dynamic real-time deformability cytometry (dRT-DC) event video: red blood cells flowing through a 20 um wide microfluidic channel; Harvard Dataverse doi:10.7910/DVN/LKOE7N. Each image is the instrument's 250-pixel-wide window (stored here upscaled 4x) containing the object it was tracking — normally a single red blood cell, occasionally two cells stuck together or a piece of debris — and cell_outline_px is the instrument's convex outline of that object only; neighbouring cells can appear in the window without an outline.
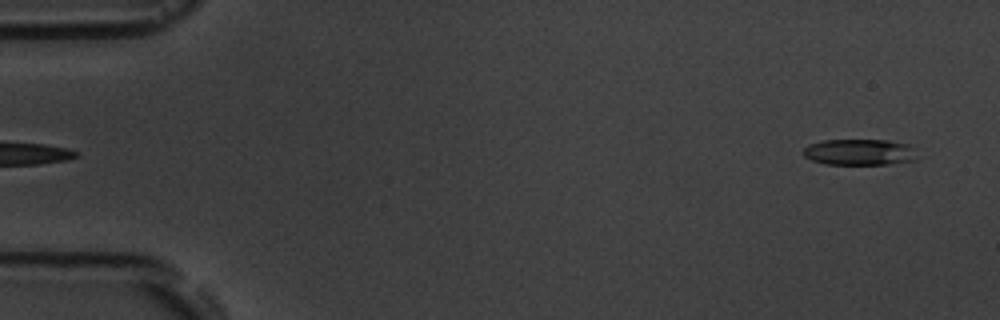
{"species": "common noctule bat (a hibernating species)", "species_latin": "Nyctalus noctula", "temperature_condition": "room temperature", "stored_images_in_passage": 5, "segment_of_instrument_passage": [2, 2], "camera_frame_rate_fps": 3000, "um_per_image_px": 0.085, "animal": {"sex": "male", "body_mass_g": 19.5, "forearm_length_mm": 54.6}, "frame": {"image": 1, "passage_image": 5, "time_ms": 5.333, "image_size_px": [1000, 320], "cell_outline_px": [[916, 160], [888, 164], [824, 164], [812, 160], [804, 156], [804, 148], [808, 144], [824, 140], [888, 140], [908, 144], [916, 148]], "centroid_in_image_um": [73.09, 12.92], "position_along_channel_um": 11.9, "area_um2": 17.46}}